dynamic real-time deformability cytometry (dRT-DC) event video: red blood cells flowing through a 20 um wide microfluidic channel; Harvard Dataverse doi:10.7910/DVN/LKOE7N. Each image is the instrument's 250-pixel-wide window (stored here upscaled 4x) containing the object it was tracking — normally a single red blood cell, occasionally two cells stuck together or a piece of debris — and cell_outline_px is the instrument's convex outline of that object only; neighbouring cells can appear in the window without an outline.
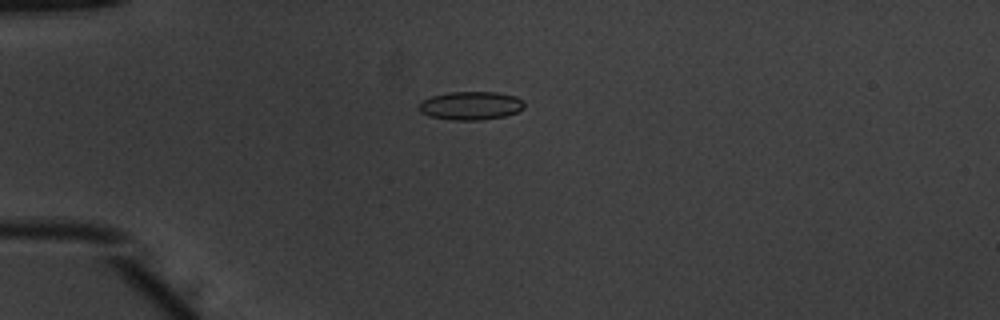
{"species": "common noctule bat (a hibernating species)", "species_latin": "Nyctalus noctula", "temperature_condition": "warm", "stored_images_in_passage": 41, "camera_frame_rate_fps": 3000, "um_per_image_px": 0.085, "animal": {"sex": "male", "body_mass_g": 20.1, "forearm_length_mm": 53.5}, "frame": {"image": 1, "passage_image": 3, "time_ms": 0.667, "image_size_px": [1000, 320], "cell_outline_px": [[524, 108], [516, 112], [504, 116], [480, 120], [452, 120], [428, 116], [420, 112], [420, 100], [432, 96], [448, 92], [496, 92], [516, 96], [524, 100]], "centroid_in_image_um": [40.01, 8.97], "position_along_channel_um": 45.0, "area_um2": 17.51}}
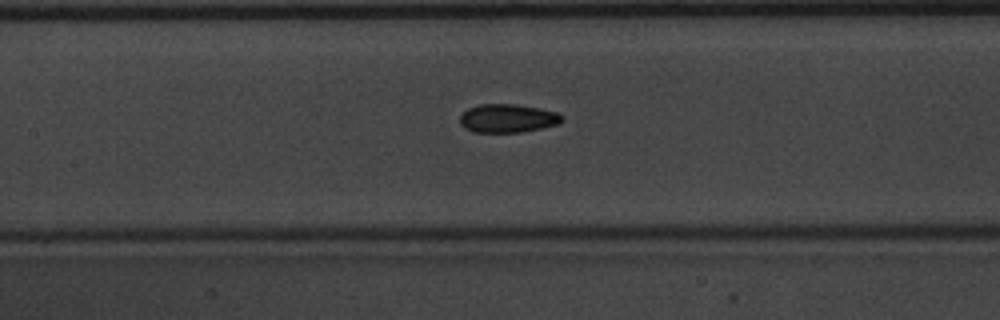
{"frame": {"image": 2, "passage_image": 14, "time_ms": 4.333, "image_size_px": [1000, 320], "cell_outline_px": [[564, 120], [556, 124], [540, 128], [520, 132], [472, 132], [464, 128], [460, 124], [460, 116], [468, 108], [480, 104], [516, 104], [540, 108], [556, 112], [564, 116]], "centroid_in_image_um": [43.14, 10.05], "position_along_channel_um": 164.3, "area_um2": 16.94}}
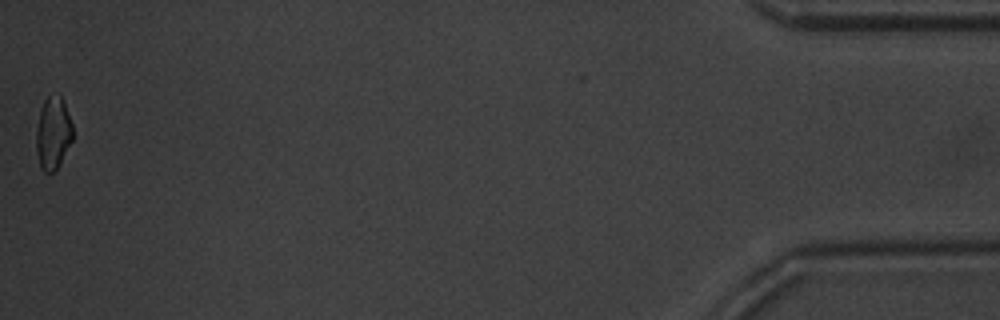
{"frame": {"image": 3, "passage_image": 41, "time_ms": 13.333, "image_size_px": [1000, 320], "cell_outline_px": [[72, 140], [56, 168], [52, 172], [44, 172], [40, 168], [36, 152], [36, 128], [40, 108], [44, 100], [48, 96], [60, 92], [72, 124]], "centroid_in_image_um": [4.48, 11.27], "position_along_channel_um": 430.7, "area_um2": 15.43}, "authors_computed_cell_mechanics": {"area_um2": 16.5308, "velocity_mm_per_s": 3.9431, "shape_relaxation_time_tau1_ms": 3.1135, "shape_relaxation_time_tau2_ms": 3.4689, "deformation_change_tau1": 0.0972, "deformation_change_tau2": 0.0899}}